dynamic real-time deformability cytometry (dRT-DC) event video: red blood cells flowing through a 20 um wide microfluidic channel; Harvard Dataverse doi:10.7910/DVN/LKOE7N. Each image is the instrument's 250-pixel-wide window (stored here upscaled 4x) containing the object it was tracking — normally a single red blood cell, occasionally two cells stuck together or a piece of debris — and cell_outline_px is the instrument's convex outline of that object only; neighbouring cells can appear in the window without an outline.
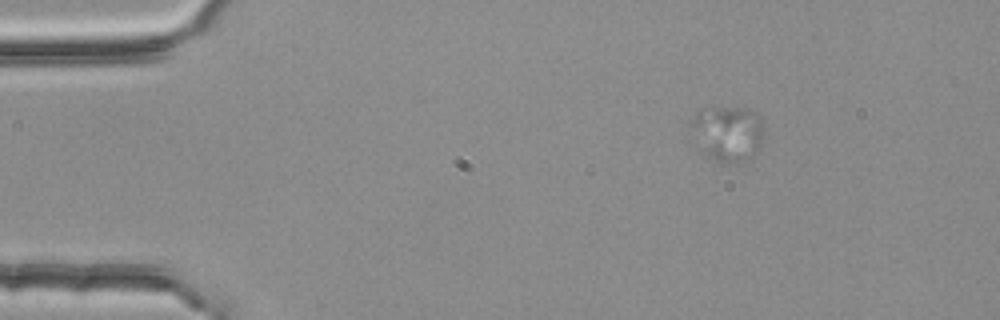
{"species": "common noctule bat (a hibernating species)", "species_latin": "Nyctalus noctula", "temperature_condition": "room temperature", "stored_images_in_passage": 5, "camera_frame_rate_fps": 3000, "um_per_image_px": 0.085, "animal": {"sex": "female", "body_mass_g": 25.1}, "frame": {"image": 1, "passage_image": 3, "time_ms": 0.667, "image_size_px": [1000, 320], "cell_outline_px": [[760, 148], [748, 164], [724, 164], [716, 160], [708, 152], [688, 124], [692, 116], [696, 112], [704, 108], [748, 108], [756, 112], [760, 120]], "centroid_in_image_um": [61.9, 11.35], "position_along_channel_um": 23.1, "area_um2": 23.12}}
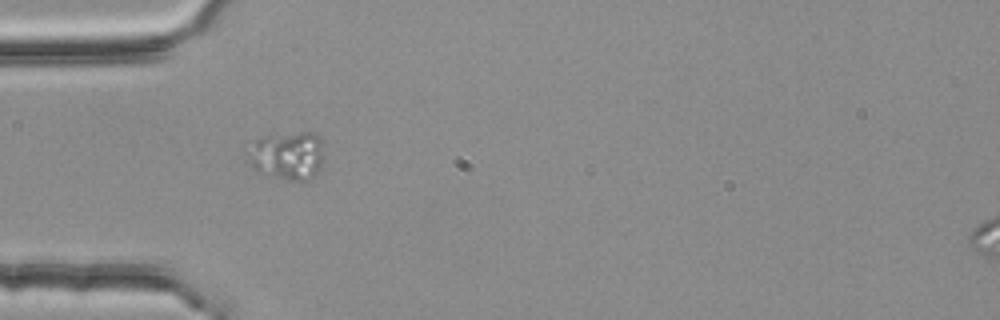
{"frame": {"image": 2, "passage_image": 5, "time_ms": 1.333, "image_size_px": [1000, 320], "cell_outline_px": [[324, 156], [320, 168], [312, 176], [304, 180], [292, 180], [256, 168], [248, 164], [248, 156], [256, 140], [260, 136], [300, 132], [316, 132], [324, 140]], "centroid_in_image_um": [24.54, 13.14], "position_along_channel_um": 60.5, "area_um2": 20.98}}